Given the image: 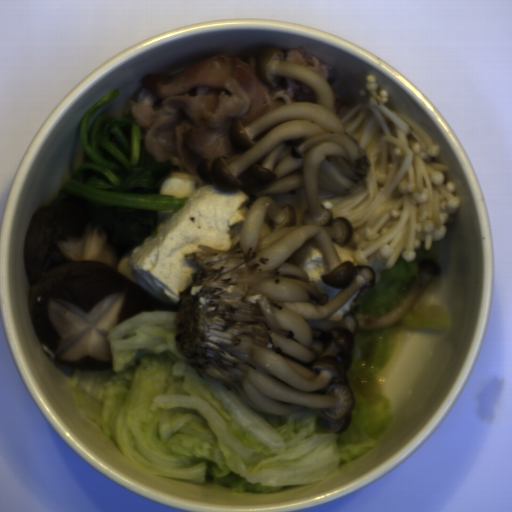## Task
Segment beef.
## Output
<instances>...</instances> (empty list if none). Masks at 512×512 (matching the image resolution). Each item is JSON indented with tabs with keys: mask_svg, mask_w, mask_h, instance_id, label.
I'll use <instances>...</instances> for the list:
<instances>
[{
	"mask_svg": "<svg viewBox=\"0 0 512 512\" xmlns=\"http://www.w3.org/2000/svg\"><path fill=\"white\" fill-rule=\"evenodd\" d=\"M315 101L313 88L284 77L266 85L254 67L237 56L219 53L177 74L148 75L125 114L144 129L146 152L179 171L199 174L196 163L238 152L230 123L242 126L286 104Z\"/></svg>",
	"mask_w": 512,
	"mask_h": 512,
	"instance_id": "1",
	"label": "beef"
},
{
	"mask_svg": "<svg viewBox=\"0 0 512 512\" xmlns=\"http://www.w3.org/2000/svg\"><path fill=\"white\" fill-rule=\"evenodd\" d=\"M281 52L284 62L302 65L312 69L322 76L329 85L337 80L338 72L336 68L330 62L312 53L305 46L294 45L285 47Z\"/></svg>",
	"mask_w": 512,
	"mask_h": 512,
	"instance_id": "2",
	"label": "beef"
}]
</instances>
